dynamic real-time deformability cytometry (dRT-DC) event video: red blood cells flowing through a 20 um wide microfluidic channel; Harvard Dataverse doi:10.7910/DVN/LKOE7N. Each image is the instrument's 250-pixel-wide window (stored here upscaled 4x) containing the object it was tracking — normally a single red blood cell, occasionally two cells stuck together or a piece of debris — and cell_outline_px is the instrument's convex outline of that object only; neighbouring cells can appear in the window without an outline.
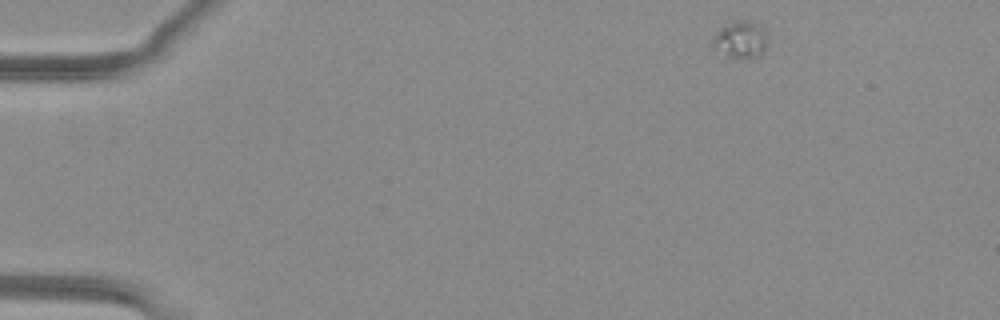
{"species": "common noctule bat (a hibernating species)", "species_latin": "Nyctalus noctula", "temperature_condition": "warm", "stored_images_in_passage": 9, "camera_frame_rate_fps": 3000, "um_per_image_px": 0.085, "animal": {"sex": "female", "body_mass_g": 29.2, "forearm_length_mm": 56.3}, "frame": {"image": 1, "passage_image": 1, "time_ms": 0.0, "image_size_px": [1000, 320], "cell_outline_px": [[768, 44], [760, 56], [744, 60], [740, 60], [728, 56], [712, 48], [712, 40], [716, 32], [724, 24], [732, 20], [748, 20], [764, 28], [768, 32]], "centroid_in_image_um": [62.97, 3.38], "position_along_channel_um": 22.0, "area_um2": 12.48}}